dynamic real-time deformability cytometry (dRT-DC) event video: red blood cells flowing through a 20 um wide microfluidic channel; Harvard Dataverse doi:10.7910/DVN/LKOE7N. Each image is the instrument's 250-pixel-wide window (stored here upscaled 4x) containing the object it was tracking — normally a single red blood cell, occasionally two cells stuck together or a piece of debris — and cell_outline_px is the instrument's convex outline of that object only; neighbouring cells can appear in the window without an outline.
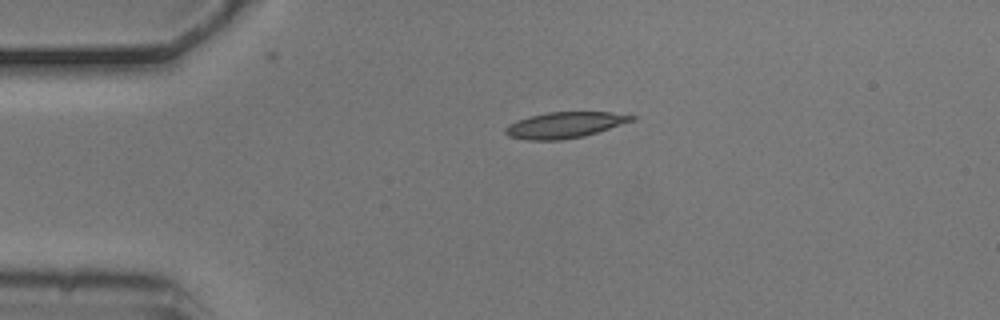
{"species": "common noctule bat (a hibernating species)", "species_latin": "Nyctalus noctula", "temperature_condition": "cold", "stored_images_in_passage": 4, "camera_frame_rate_fps": 3000, "um_per_image_px": 0.085, "animal": {"sex": "male", "body_mass_g": 20.5, "forearm_length_mm": 52.5}, "frame": {"image": 1, "passage_image": 2, "time_ms": 0.333, "image_size_px": [1000, 320], "cell_outline_px": [[636, 120], [584, 136], [560, 140], [528, 140], [508, 136], [504, 132], [504, 128], [508, 124], [516, 120], [528, 116], [548, 112], [612, 112], [636, 116]], "centroid_in_image_um": [47.98, 10.62], "position_along_channel_um": 37.0, "area_um2": 19.25}}
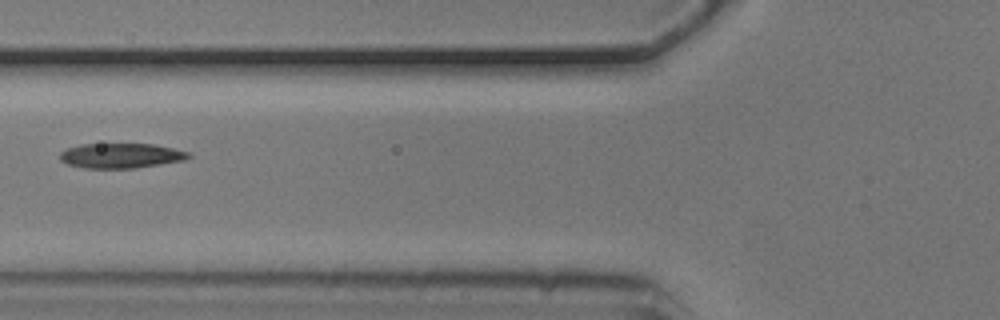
{"frame": {"image": 2, "passage_image": 4, "time_ms": 1.0, "image_size_px": [1000, 320], "cell_outline_px": [[192, 156], [184, 160], [136, 168], [84, 168], [68, 164], [60, 160], [60, 152], [68, 148], [80, 144], [152, 144], [172, 148], [188, 152]], "centroid_in_image_um": [10.26, 13.23], "position_along_channel_um": 115.5, "area_um2": 18.55}}